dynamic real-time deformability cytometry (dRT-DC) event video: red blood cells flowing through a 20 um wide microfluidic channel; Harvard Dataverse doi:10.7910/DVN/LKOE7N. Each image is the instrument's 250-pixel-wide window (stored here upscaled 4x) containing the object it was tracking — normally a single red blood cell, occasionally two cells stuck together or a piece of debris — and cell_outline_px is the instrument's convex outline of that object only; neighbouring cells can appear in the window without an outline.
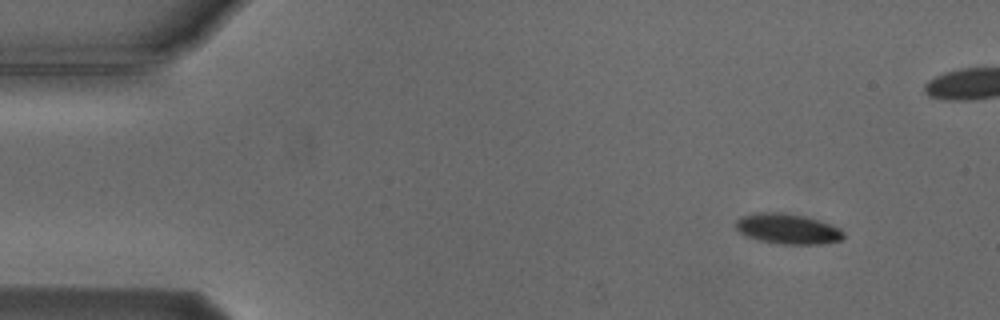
{"species": "Egyptian fruit bat (a non-hibernating species)", "species_latin": "Rousettus aegyptiacus", "temperature_condition": "cold", "stored_images_in_passage": 6, "segment_of_instrument_passage": [1, 2], "camera_frame_rate_fps": 3000, "um_per_image_px": 0.085, "animal": {"sex": "male"}, "frame": {"image": 1, "passage_image": 1, "time_ms": 0.0, "image_size_px": [1000, 320], "cell_outline_px": [[844, 236], [840, 240], [824, 244], [776, 244], [756, 240], [744, 236], [736, 228], [736, 220], [744, 216], [772, 212], [776, 212], [804, 216], [840, 228], [844, 232]], "centroid_in_image_um": [66.95, 19.49], "position_along_channel_um": 18.1, "area_um2": 18.79}}
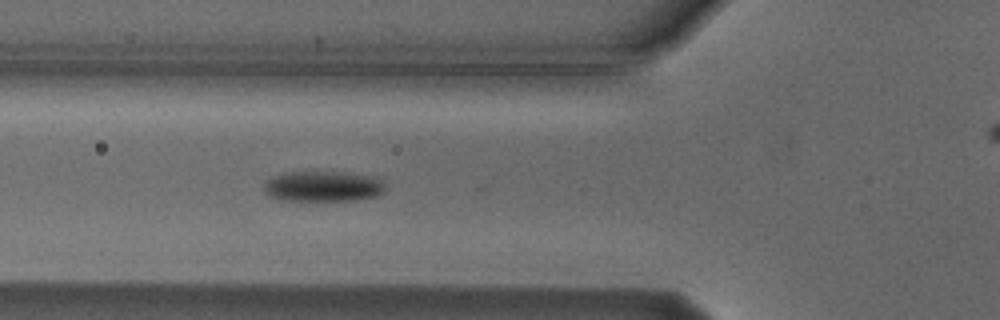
{"frame": {"image": 2, "passage_image": 5, "time_ms": 4.667, "image_size_px": [1000, 320], "cell_outline_px": [[384, 192], [376, 196], [356, 200], [284, 200], [268, 196], [264, 188], [268, 180], [276, 176], [292, 172], [340, 172], [364, 176], [380, 180], [384, 184]], "centroid_in_image_um": [27.45, 15.86], "position_along_channel_um": 98.3, "area_um2": 20.92}}